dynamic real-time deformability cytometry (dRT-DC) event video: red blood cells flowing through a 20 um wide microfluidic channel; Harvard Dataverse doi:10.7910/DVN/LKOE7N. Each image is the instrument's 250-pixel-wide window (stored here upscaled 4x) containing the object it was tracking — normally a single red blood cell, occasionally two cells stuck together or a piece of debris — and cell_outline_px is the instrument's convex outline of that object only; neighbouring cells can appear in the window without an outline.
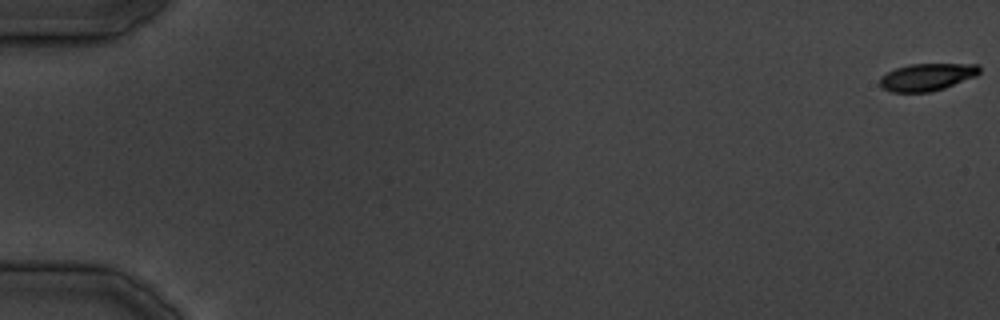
{"species": "common noctule bat (a hibernating species)", "species_latin": "Nyctalus noctula", "temperature_condition": "cold", "stored_images_in_passage": 18, "camera_frame_rate_fps": 3000, "um_per_image_px": 0.085, "animal": {"sex": "male", "body_mass_g": 19.5, "forearm_length_mm": 54.6}, "frame": {"image": 1, "passage_image": 1, "time_ms": 0.0, "image_size_px": [1000, 320], "cell_outline_px": [[980, 72], [976, 76], [944, 88], [928, 92], [892, 92], [880, 88], [880, 76], [896, 68], [908, 64], [980, 64]], "centroid_in_image_um": [78.78, 6.54], "position_along_channel_um": 6.2, "area_um2": 15.9}}
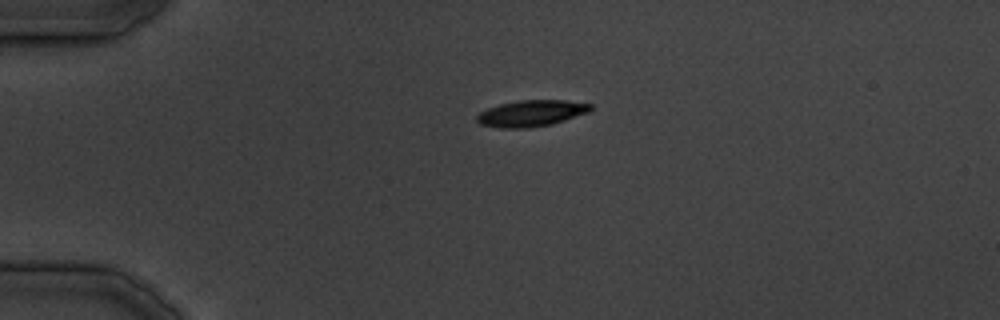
{"frame": {"image": 2, "passage_image": 10, "time_ms": 11.333, "image_size_px": [1000, 320], "cell_outline_px": [[592, 108], [588, 112], [552, 124], [528, 128], [500, 128], [480, 124], [476, 120], [476, 116], [480, 112], [488, 108], [500, 104], [516, 100], [564, 100], [592, 104]], "centroid_in_image_um": [45.13, 9.63], "position_along_channel_um": 39.9, "area_um2": 17.4}}